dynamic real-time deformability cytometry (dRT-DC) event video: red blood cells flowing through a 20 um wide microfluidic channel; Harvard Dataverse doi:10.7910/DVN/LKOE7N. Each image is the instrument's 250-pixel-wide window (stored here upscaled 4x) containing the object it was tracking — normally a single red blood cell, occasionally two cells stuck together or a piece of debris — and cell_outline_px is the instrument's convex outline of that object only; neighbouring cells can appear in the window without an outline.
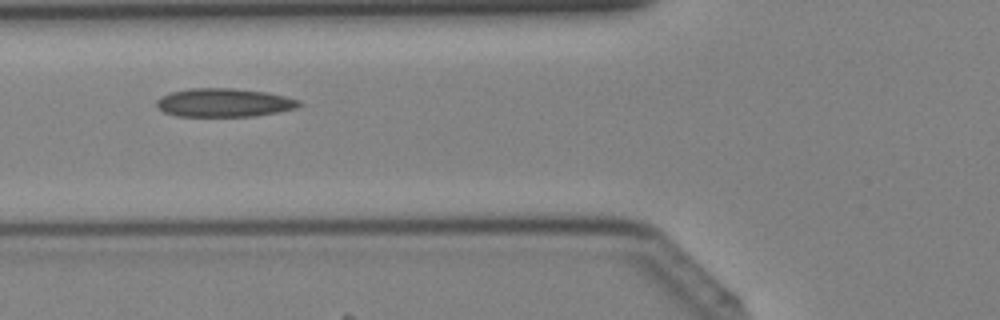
{"species": "Egyptian fruit bat (a non-hibernating species)", "species_latin": "Rousettus aegyptiacus", "temperature_condition": "cold", "stored_images_in_passage": 27, "camera_frame_rate_fps": 3000, "um_per_image_px": 0.085, "animal": {"sex": "female"}, "frame": {"image": 1, "passage_image": 4, "time_ms": 1.0, "image_size_px": [1000, 320], "cell_outline_px": [[304, 104], [296, 108], [256, 116], [176, 116], [164, 112], [156, 108], [156, 100], [160, 96], [172, 92], [192, 88], [232, 88], [268, 92], [300, 100]], "centroid_in_image_um": [19.03, 8.72], "position_along_channel_um": 106.8, "area_um2": 23.81}}
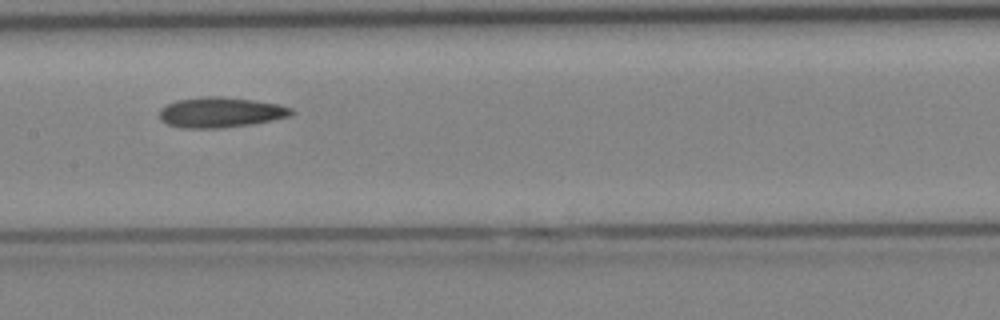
{"frame": {"image": 2, "passage_image": 9, "time_ms": 2.667, "image_size_px": [1000, 320], "cell_outline_px": [[296, 112], [292, 116], [252, 124], [220, 128], [184, 128], [168, 124], [160, 120], [160, 108], [176, 100], [204, 96], [224, 96], [280, 104], [292, 108]], "centroid_in_image_um": [18.78, 9.54], "position_along_channel_um": 188.6, "area_um2": 23.47}}
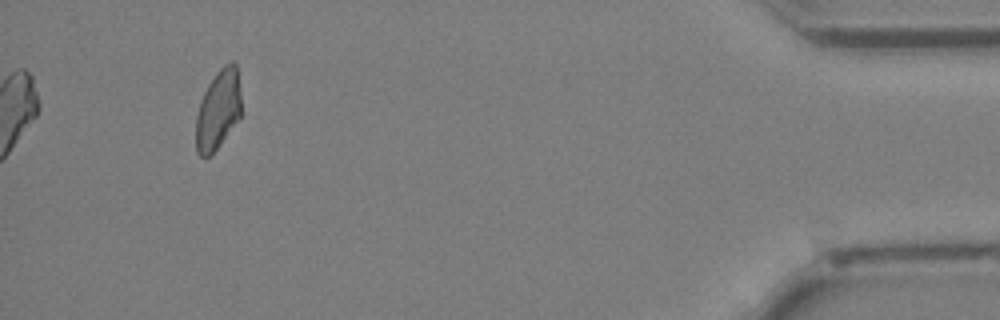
{"frame": {"image": 3, "passage_image": 27, "time_ms": 8.667, "image_size_px": [1000, 320], "cell_outline_px": [[240, 116], [220, 144], [208, 156], [200, 156], [196, 152], [196, 116], [204, 92], [208, 84], [216, 72], [224, 64], [232, 60], [236, 64], [240, 92]], "centroid_in_image_um": [18.53, 9.29], "position_along_channel_um": 416.7, "area_um2": 20.63}}